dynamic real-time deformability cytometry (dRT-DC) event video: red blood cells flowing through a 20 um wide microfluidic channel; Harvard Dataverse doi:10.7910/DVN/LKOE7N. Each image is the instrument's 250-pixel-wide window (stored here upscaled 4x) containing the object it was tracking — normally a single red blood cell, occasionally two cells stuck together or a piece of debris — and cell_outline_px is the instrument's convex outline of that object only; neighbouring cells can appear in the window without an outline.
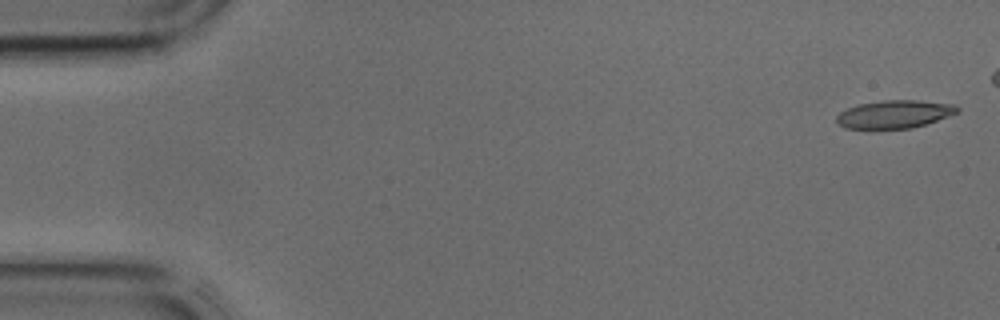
{"species": "common noctule bat (a hibernating species)", "species_latin": "Nyctalus noctula", "temperature_condition": "cold", "stored_images_in_passage": 38, "camera_frame_rate_fps": 3000, "um_per_image_px": 0.085, "animal": {"sex": "male", "body_mass_g": 17.9, "forearm_length_mm": 54.2}, "frame": {"image": 1, "passage_image": 1, "time_ms": 0.0, "image_size_px": [1000, 320], "cell_outline_px": [[960, 112], [912, 128], [844, 128], [836, 124], [836, 116], [840, 112], [856, 104], [884, 100], [916, 100], [956, 104], [960, 108]], "centroid_in_image_um": [76.02, 9.69], "position_along_channel_um": 9.0, "area_um2": 19.71}}
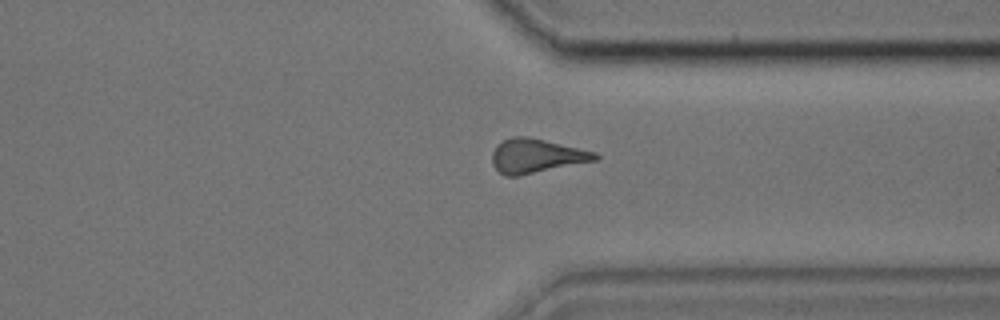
{"frame": {"image": 2, "passage_image": 32, "time_ms": 10.333, "image_size_px": [1000, 320], "cell_outline_px": [[600, 156], [596, 160], [520, 176], [504, 176], [492, 164], [492, 152], [504, 140], [512, 136], [528, 136], [596, 152]], "centroid_in_image_um": [45.59, 13.26], "position_along_channel_um": 365.8, "area_um2": 20.35}}
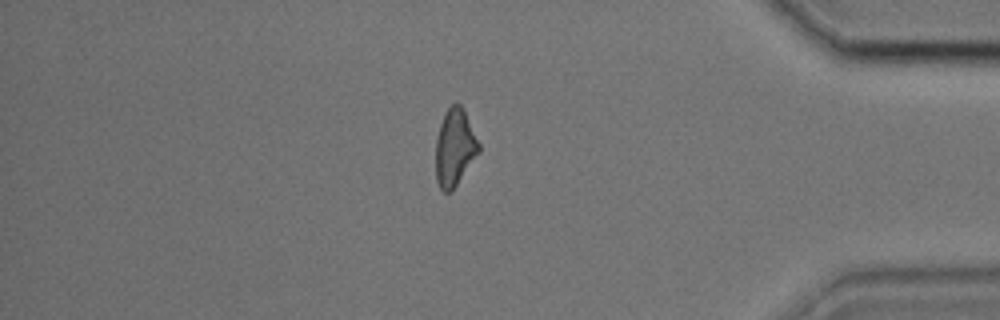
{"frame": {"image": 3, "passage_image": 36, "time_ms": 11.667, "image_size_px": [1000, 320], "cell_outline_px": [[480, 152], [456, 184], [448, 192], [444, 192], [440, 188], [436, 180], [436, 136], [444, 112], [456, 100], [464, 108], [480, 144]], "centroid_in_image_um": [38.65, 12.47], "position_along_channel_um": 396.5, "area_um2": 19.42}}